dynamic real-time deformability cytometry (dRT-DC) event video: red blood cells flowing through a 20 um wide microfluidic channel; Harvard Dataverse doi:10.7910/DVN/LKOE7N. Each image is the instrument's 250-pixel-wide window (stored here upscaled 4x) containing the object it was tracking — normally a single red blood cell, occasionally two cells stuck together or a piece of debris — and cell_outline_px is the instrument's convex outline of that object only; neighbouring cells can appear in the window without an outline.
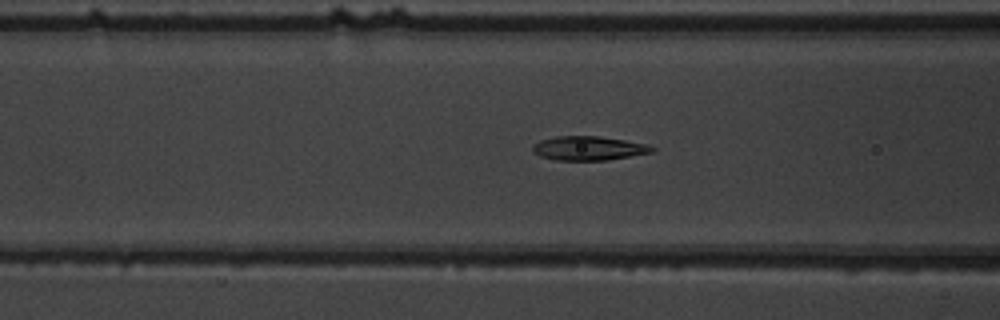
{"species": "common noctule bat (a hibernating species)", "species_latin": "Nyctalus noctula", "temperature_condition": "warm", "stored_images_in_passage": 46, "camera_frame_rate_fps": 3000, "um_per_image_px": 0.085, "animal": {"sex": "male", "body_mass_g": 19.5, "forearm_length_mm": 54.6}, "frame": {"image": 1, "passage_image": 19, "time_ms": 6.0, "image_size_px": [1000, 320], "cell_outline_px": [[656, 148], [652, 152], [608, 160], [556, 160], [540, 156], [532, 152], [532, 144], [540, 140], [556, 136], [600, 136], [648, 144]], "centroid_in_image_um": [50.01, 12.6], "position_along_channel_um": 116.6, "area_um2": 16.82}}
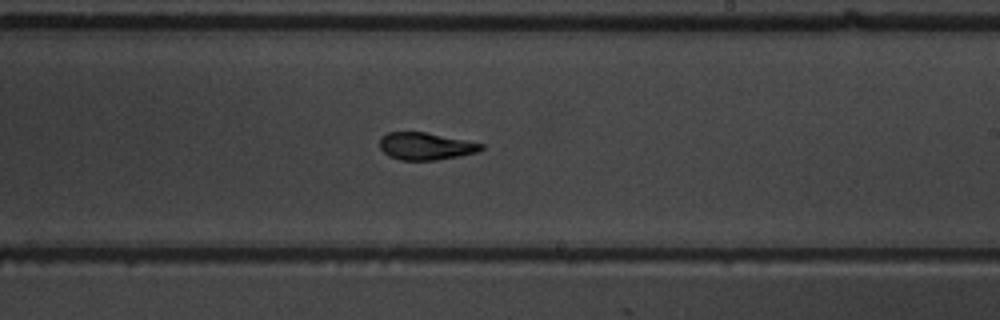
{"frame": {"image": 2, "passage_image": 30, "time_ms": 9.667, "image_size_px": [1000, 320], "cell_outline_px": [[484, 148], [480, 152], [460, 156], [436, 160], [400, 160], [388, 156], [380, 148], [380, 140], [388, 132], [424, 132], [484, 144]], "centroid_in_image_um": [36.2, 12.44], "position_along_channel_um": 252.8, "area_um2": 16.07}}
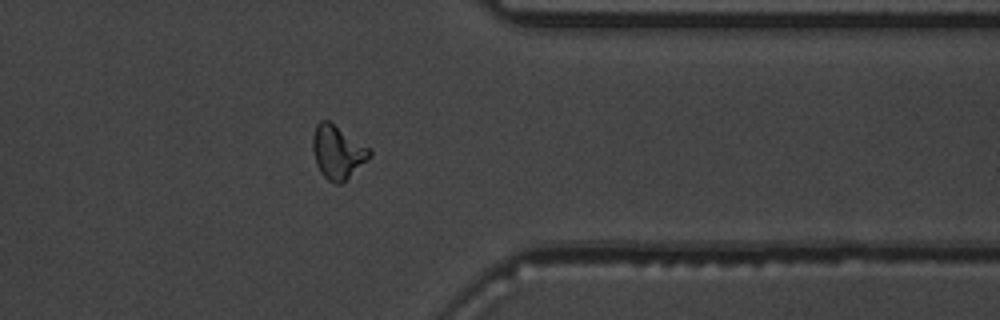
{"frame": {"image": 3, "passage_image": 41, "time_ms": 13.333, "image_size_px": [1000, 320], "cell_outline_px": [[372, 156], [340, 184], [336, 184], [328, 180], [320, 172], [316, 164], [312, 148], [312, 136], [316, 124], [320, 120], [328, 120], [372, 148]], "centroid_in_image_um": [28.7, 12.9], "position_along_channel_um": 382.7, "area_um2": 17.86}}